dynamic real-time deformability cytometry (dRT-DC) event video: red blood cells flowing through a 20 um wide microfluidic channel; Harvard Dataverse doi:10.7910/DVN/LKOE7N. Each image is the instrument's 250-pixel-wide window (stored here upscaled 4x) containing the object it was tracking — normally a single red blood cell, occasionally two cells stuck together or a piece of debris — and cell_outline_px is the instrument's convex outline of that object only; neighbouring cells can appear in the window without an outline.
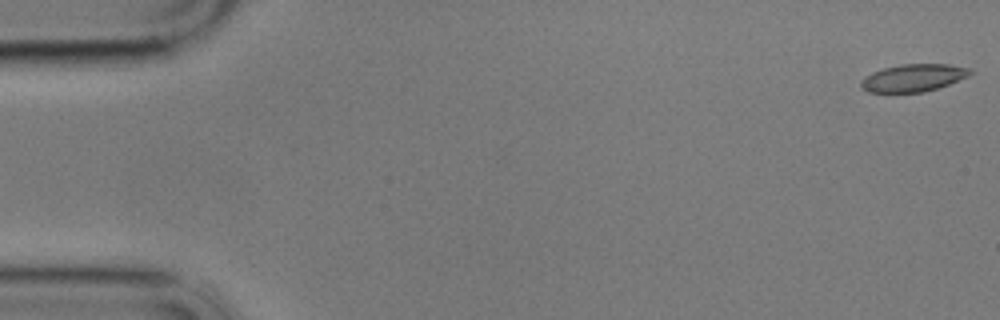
{"species": "common noctule bat (a hibernating species)", "species_latin": "Nyctalus noctula", "temperature_condition": "cold", "stored_images_in_passage": 11, "camera_frame_rate_fps": 3000, "um_per_image_px": 0.085, "animal": {"sex": "male", "body_mass_g": 17.9}, "frame": {"image": 1, "passage_image": 1, "time_ms": 0.0, "image_size_px": [1000, 320], "cell_outline_px": [[972, 72], [968, 76], [948, 84], [924, 92], [868, 92], [860, 84], [860, 80], [864, 76], [872, 72], [884, 68], [900, 64], [948, 64], [972, 68]], "centroid_in_image_um": [77.63, 6.6], "position_along_channel_um": 7.4, "area_um2": 17.4}}